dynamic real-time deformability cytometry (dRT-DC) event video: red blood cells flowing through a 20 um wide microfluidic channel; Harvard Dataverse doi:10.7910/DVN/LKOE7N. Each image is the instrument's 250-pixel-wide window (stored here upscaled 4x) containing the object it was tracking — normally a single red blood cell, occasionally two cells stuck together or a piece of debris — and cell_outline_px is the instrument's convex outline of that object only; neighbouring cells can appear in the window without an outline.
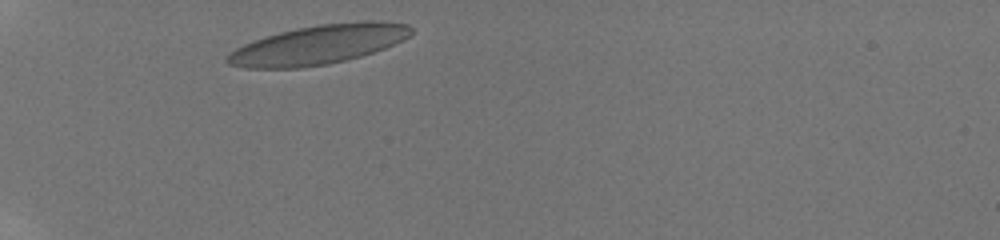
{"species": "human", "species_latin": "Homo sapiens", "temperature_condition": "room temperature", "stored_images_in_passage": 35, "camera_frame_rate_fps": 3000, "um_per_image_px": 0.085, "donor": {"sex": "male"}, "frame": {"image": 1, "passage_image": 2, "time_ms": 0.333, "image_size_px": [1000, 240], "cell_outline_px": [[412, 32], [408, 36], [384, 48], [360, 56], [328, 64], [300, 68], [244, 68], [228, 64], [224, 60], [236, 48], [244, 44], [264, 36], [296, 28], [320, 24], [372, 20], [376, 20], [408, 24], [412, 28]], "centroid_in_image_um": [27.04, 3.79], "position_along_channel_um": 58.0, "area_um2": 41.73}}
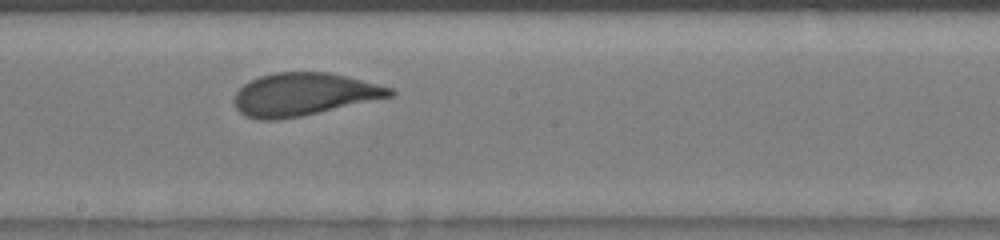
{"frame": {"image": 2, "passage_image": 18, "time_ms": 5.0, "image_size_px": [1000, 240], "cell_outline_px": [[396, 92], [392, 96], [304, 116], [276, 120], [256, 120], [244, 116], [236, 108], [232, 100], [236, 92], [244, 84], [260, 76], [276, 72], [328, 72], [392, 88]], "centroid_in_image_um": [25.76, 8.04], "position_along_channel_um": 222.4, "area_um2": 38.73}}
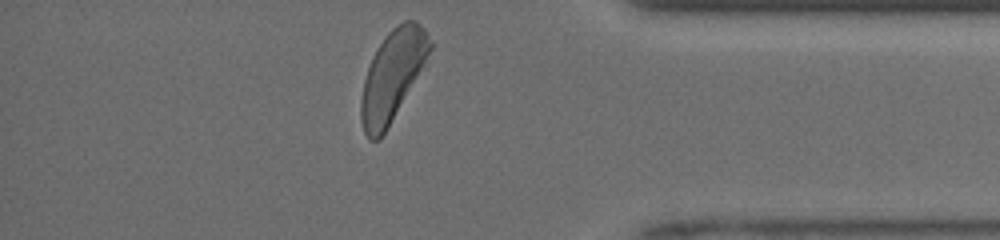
{"frame": {"image": 3, "passage_image": 34, "time_ms": 9.667, "image_size_px": [1000, 240], "cell_outline_px": [[436, 44], [380, 140], [372, 140], [364, 132], [360, 120], [360, 100], [364, 80], [372, 56], [384, 36], [396, 24], [404, 20], [416, 20], [428, 32]], "centroid_in_image_um": [33.38, 6.36], "position_along_channel_um": 401.8, "area_um2": 36.24}, "authors_computed_cell_mechanics": {"area_um2": 38.7838, "velocity_mm_per_s": 4.1313, "shape_relaxation_time_tau1_ms": 3.2392, "shape_relaxation_time_tau2_ms": null, "deformation_change_tau1": 0.1504, "deformation_change_tau2": null}}